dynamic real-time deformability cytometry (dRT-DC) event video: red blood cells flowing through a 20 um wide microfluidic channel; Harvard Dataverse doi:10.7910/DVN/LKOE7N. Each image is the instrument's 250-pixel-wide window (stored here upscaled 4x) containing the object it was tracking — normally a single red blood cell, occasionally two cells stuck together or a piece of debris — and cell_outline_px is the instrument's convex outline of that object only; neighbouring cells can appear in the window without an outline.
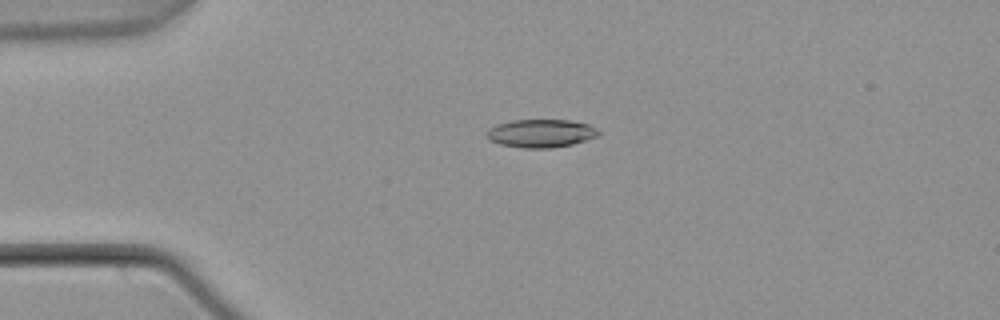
{"species": "common noctule bat (a hibernating species)", "species_latin": "Nyctalus noctula", "temperature_condition": "warm", "stored_images_in_passage": 54, "camera_frame_rate_fps": 3000, "um_per_image_px": 0.085, "animal": {"sex": "male", "body_mass_g": 21.5, "forearm_length_mm": 52.0}, "frame": {"image": 1, "passage_image": 13, "time_ms": 4.0, "image_size_px": [1000, 320], "cell_outline_px": [[600, 136], [572, 144], [552, 148], [520, 148], [500, 144], [488, 140], [488, 128], [496, 124], [512, 120], [568, 120], [588, 124], [596, 128], [600, 132]], "centroid_in_image_um": [45.98, 11.34], "position_along_channel_um": 39.0, "area_um2": 18.44}}
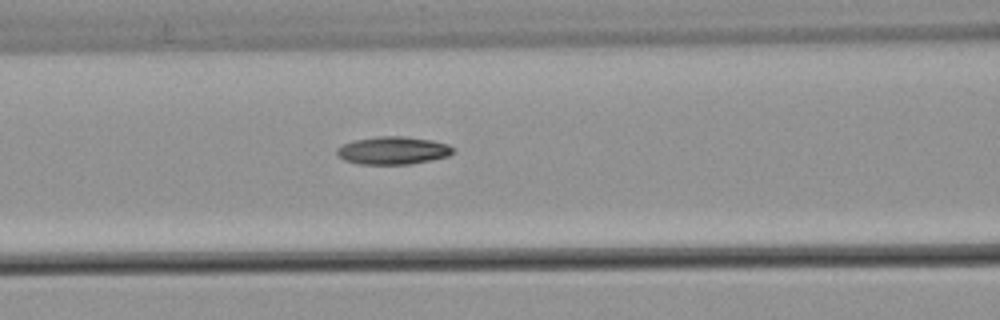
{"frame": {"image": 2, "passage_image": 23, "time_ms": 7.333, "image_size_px": [1000, 320], "cell_outline_px": [[452, 152], [448, 156], [408, 164], [356, 164], [344, 160], [336, 152], [336, 148], [352, 140], [376, 136], [404, 136], [432, 140], [448, 144], [452, 148]], "centroid_in_image_um": [33.35, 12.78], "position_along_channel_um": 133.3, "area_um2": 18.73}}
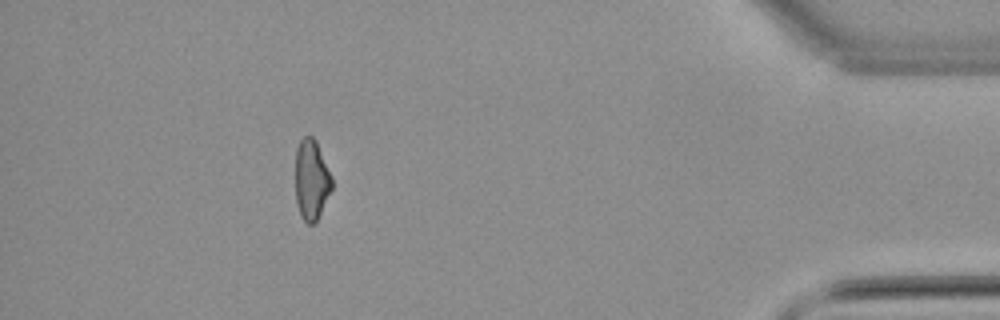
{"frame": {"image": 3, "passage_image": 49, "time_ms": 16.0, "image_size_px": [1000, 320], "cell_outline_px": [[332, 188], [316, 220], [312, 224], [308, 224], [300, 216], [296, 200], [296, 148], [300, 140], [304, 136], [312, 136], [316, 140], [332, 176]], "centroid_in_image_um": [26.47, 15.25], "position_along_channel_um": 408.7, "area_um2": 16.94}, "authors_computed_cell_mechanics": {"area_um2": 18.2648, "velocity_mm_per_s": 3.8045, "shape_relaxation_time_tau1_ms": null, "shape_relaxation_time_tau2_ms": 6.9741, "deformation_change_tau1": null, "deformation_change_tau2": 0.1567}}